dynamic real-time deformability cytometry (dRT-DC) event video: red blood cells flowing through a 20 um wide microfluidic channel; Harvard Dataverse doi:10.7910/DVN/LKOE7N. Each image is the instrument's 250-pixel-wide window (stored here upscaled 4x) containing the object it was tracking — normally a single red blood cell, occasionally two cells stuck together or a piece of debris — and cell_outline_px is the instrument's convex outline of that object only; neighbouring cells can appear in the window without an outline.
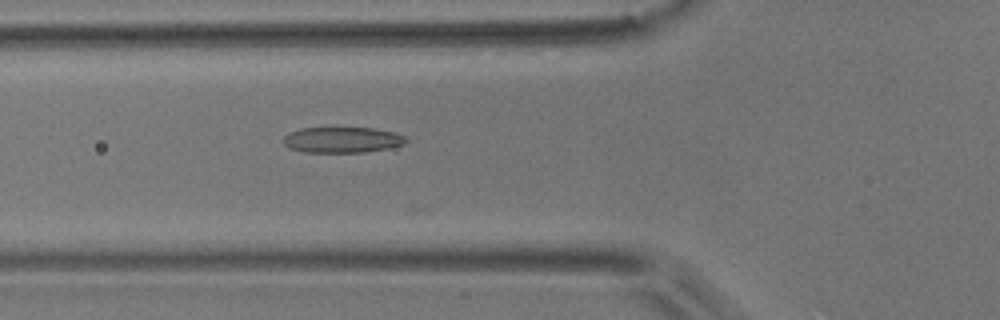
{"species": "common noctule bat (a hibernating species)", "species_latin": "Nyctalus noctula", "temperature_condition": "room temperature", "stored_images_in_passage": 49, "camera_frame_rate_fps": 3000, "um_per_image_px": 0.085, "animal": {"sex": "male", "body_mass_g": 17.9}, "frame": {"image": 1, "passage_image": 19, "time_ms": 6.0, "image_size_px": [1000, 320], "cell_outline_px": [[408, 140], [404, 144], [388, 148], [364, 152], [304, 152], [288, 148], [280, 140], [288, 132], [300, 128], [336, 124], [376, 128], [392, 132], [404, 136]], "centroid_in_image_um": [29.01, 11.82], "position_along_channel_um": 96.8, "area_um2": 19.59}}
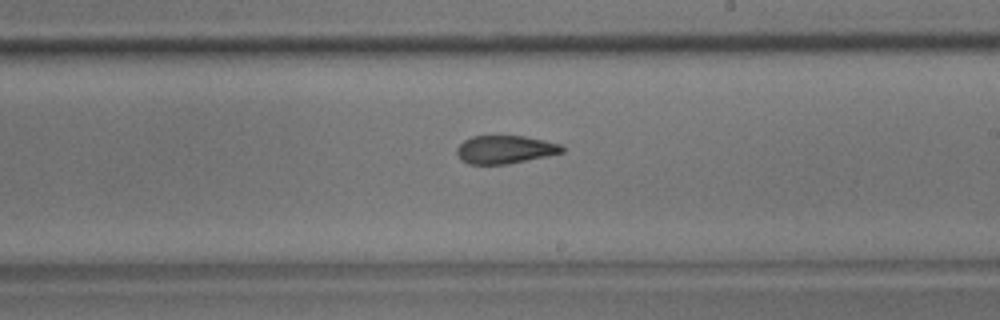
{"frame": {"image": 2, "passage_image": 31, "time_ms": 10.0, "image_size_px": [1000, 320], "cell_outline_px": [[564, 152], [548, 156], [508, 164], [468, 164], [460, 160], [456, 152], [456, 148], [464, 140], [472, 136], [524, 136], [544, 140], [560, 144], [564, 148]], "centroid_in_image_um": [42.91, 12.71], "position_along_channel_um": 246.1, "area_um2": 17.34}}
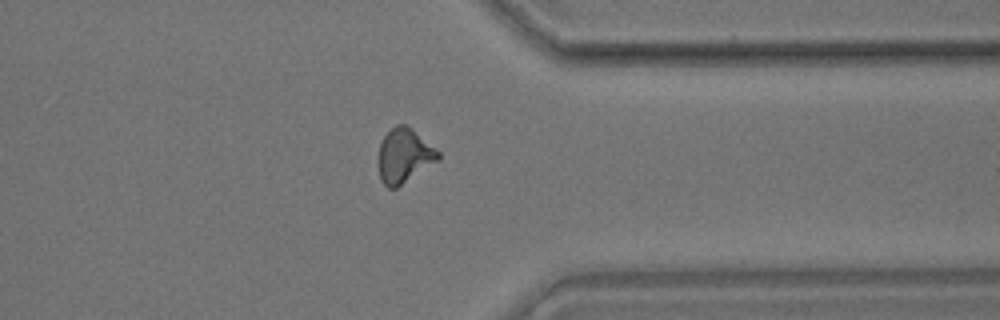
{"frame": {"image": 3, "passage_image": 42, "time_ms": 13.667, "image_size_px": [1000, 320], "cell_outline_px": [[440, 160], [396, 188], [388, 188], [380, 180], [380, 144], [384, 136], [396, 124], [404, 124], [412, 128], [440, 152]], "centroid_in_image_um": [34.39, 13.23], "position_along_channel_um": 377.0, "area_um2": 18.73}, "authors_computed_cell_mechanics": {"area_um2": 18.207, "velocity_mm_per_s": 3.7198, "shape_relaxation_time_tau1_ms": null, "shape_relaxation_time_tau2_ms": 2.3463, "deformation_change_tau1": null, "deformation_change_tau2": 0.1021}}